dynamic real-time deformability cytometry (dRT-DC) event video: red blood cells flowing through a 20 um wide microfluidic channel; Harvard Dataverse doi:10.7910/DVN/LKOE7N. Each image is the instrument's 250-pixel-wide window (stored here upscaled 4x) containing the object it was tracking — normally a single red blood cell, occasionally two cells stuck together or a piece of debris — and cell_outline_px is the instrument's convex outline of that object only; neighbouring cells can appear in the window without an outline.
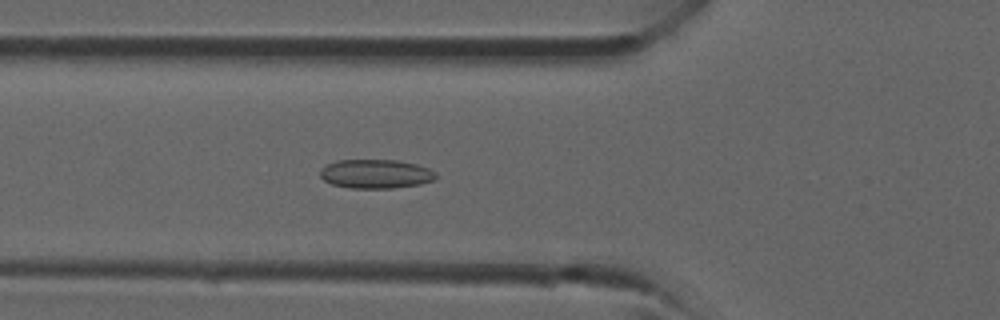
{"species": "common noctule bat (a hibernating species)", "species_latin": "Nyctalus noctula", "temperature_condition": "room temperature", "stored_images_in_passage": 39, "camera_frame_rate_fps": 3000, "um_per_image_px": 0.085, "animal": {"sex": "male", "forearm_length_mm": 52.5}, "frame": {"image": 1, "passage_image": 13, "time_ms": 4.0, "image_size_px": [1000, 320], "cell_outline_px": [[436, 180], [420, 184], [392, 188], [348, 188], [332, 184], [324, 180], [320, 176], [320, 172], [324, 164], [336, 160], [396, 160], [416, 164], [428, 168], [436, 172]], "centroid_in_image_um": [31.93, 14.78], "position_along_channel_um": 93.9, "area_um2": 19.71}}
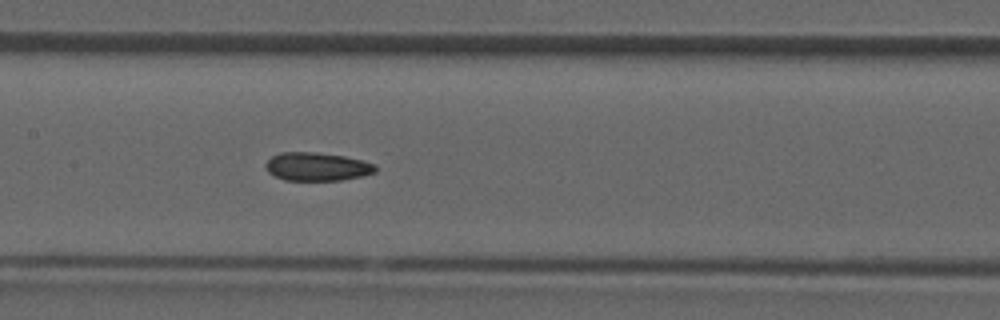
{"frame": {"image": 2, "passage_image": 18, "time_ms": 5.667, "image_size_px": [1000, 320], "cell_outline_px": [[376, 172], [364, 176], [340, 180], [284, 180], [268, 172], [264, 168], [264, 164], [272, 156], [280, 152], [312, 152], [344, 156], [376, 164]], "centroid_in_image_um": [26.93, 14.17], "position_along_channel_um": 180.5, "area_um2": 18.15}}
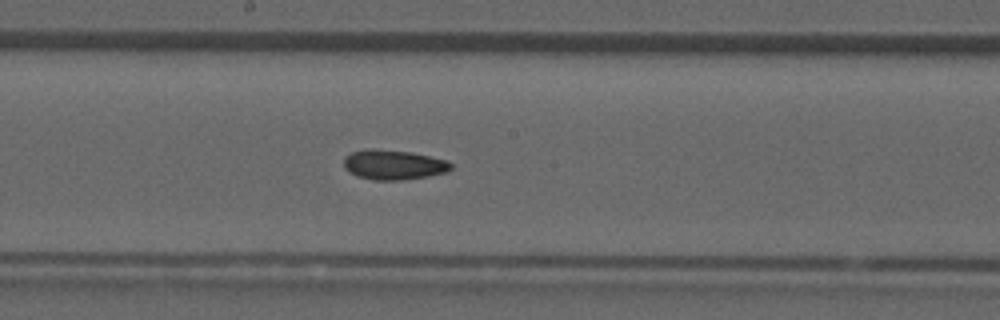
{"frame": {"image": 3, "passage_image": 20, "time_ms": 6.333, "image_size_px": [1000, 320], "cell_outline_px": [[452, 168], [448, 172], [428, 176], [404, 180], [372, 180], [356, 176], [348, 172], [344, 168], [344, 156], [352, 152], [364, 148], [372, 148], [412, 152], [448, 160], [452, 164]], "centroid_in_image_um": [33.44, 14.0], "position_along_channel_um": 214.8, "area_um2": 19.02}}